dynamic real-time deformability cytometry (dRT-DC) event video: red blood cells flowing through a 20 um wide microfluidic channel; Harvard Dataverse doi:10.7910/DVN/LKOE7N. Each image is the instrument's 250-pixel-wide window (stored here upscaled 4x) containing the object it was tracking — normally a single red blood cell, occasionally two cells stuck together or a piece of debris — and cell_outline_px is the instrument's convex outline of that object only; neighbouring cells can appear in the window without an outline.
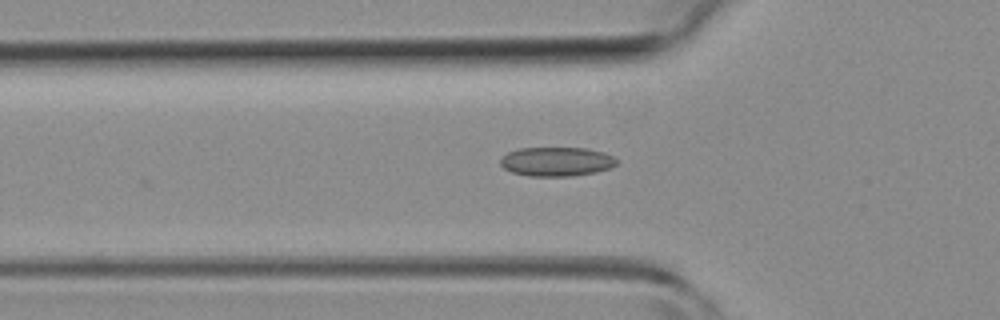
{"species": "common noctule bat (a hibernating species)", "species_latin": "Nyctalus noctula", "temperature_condition": "room temperature", "stored_images_in_passage": 27, "camera_frame_rate_fps": 3000, "um_per_image_px": 0.085, "animal": {"sex": "female", "body_mass_g": 19.3, "forearm_length_mm": 54.1}, "frame": {"image": 1, "passage_image": 2, "time_ms": 0.333, "image_size_px": [1000, 320], "cell_outline_px": [[616, 164], [608, 168], [596, 172], [572, 176], [528, 176], [512, 172], [504, 168], [500, 164], [500, 160], [508, 152], [520, 148], [584, 148], [604, 152], [612, 156], [616, 160]], "centroid_in_image_um": [47.28, 13.74], "position_along_channel_um": 78.5, "area_um2": 19.59}}
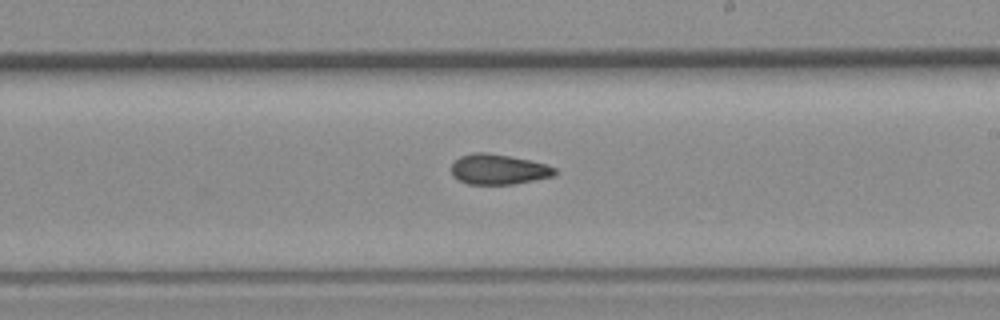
{"frame": {"image": 2, "passage_image": 13, "time_ms": 4.0, "image_size_px": [1000, 320], "cell_outline_px": [[556, 172], [552, 176], [512, 184], [468, 184], [452, 176], [452, 164], [460, 156], [476, 152], [484, 152], [508, 156], [528, 160], [544, 164], [556, 168]], "centroid_in_image_um": [42.33, 14.39], "position_along_channel_um": 246.7, "area_um2": 17.86}}
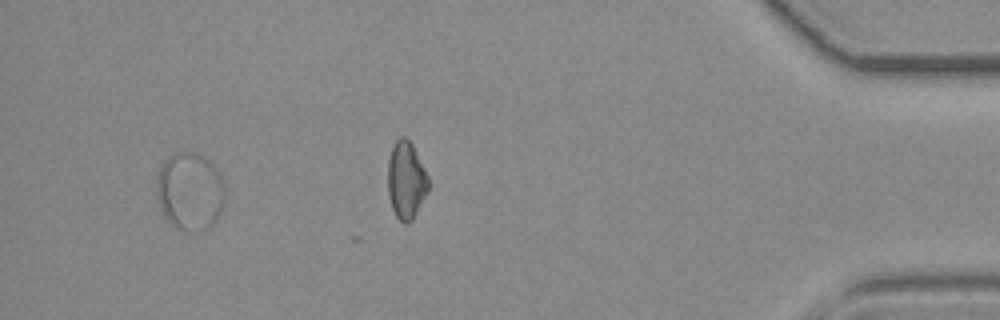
{"frame": {"image": 3, "passage_image": 26, "time_ms": 8.333, "image_size_px": [1000, 320], "cell_outline_px": [[224, 204], [212, 228], [204, 232], [180, 232], [160, 212], [156, 200], [156, 180], [160, 168], [164, 160], [168, 156], [176, 152], [196, 152], [204, 156], [220, 172], [224, 180]], "centroid_in_image_um": [16.14, 16.31], "position_along_channel_um": 419.1, "area_um2": 32.14}}